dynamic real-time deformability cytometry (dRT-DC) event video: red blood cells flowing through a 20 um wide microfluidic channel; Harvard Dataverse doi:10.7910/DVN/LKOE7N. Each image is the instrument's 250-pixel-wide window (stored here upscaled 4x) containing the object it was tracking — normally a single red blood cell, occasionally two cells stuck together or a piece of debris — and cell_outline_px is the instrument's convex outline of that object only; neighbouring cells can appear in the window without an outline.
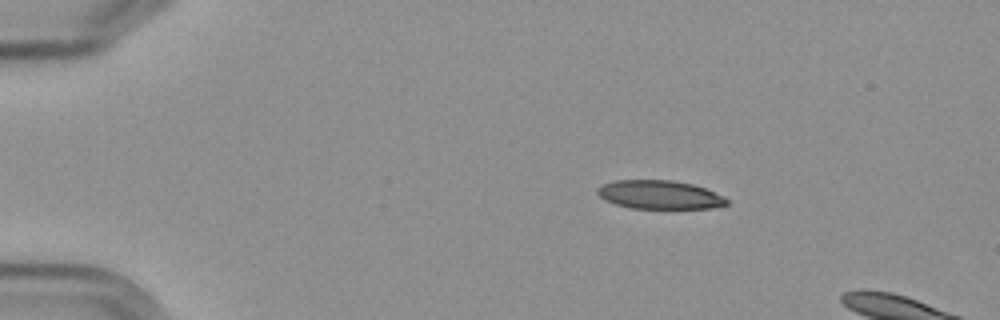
{"species": "Egyptian fruit bat (a non-hibernating species)", "species_latin": "Rousettus aegyptiacus", "temperature_condition": "cold", "stored_images_in_passage": 4, "camera_frame_rate_fps": 3000, "um_per_image_px": 0.085, "frame": {"image": 1, "passage_image": 2, "time_ms": 1.333, "image_size_px": [1000, 320], "cell_outline_px": [[728, 204], [716, 208], [632, 208], [616, 204], [604, 200], [596, 192], [596, 188], [604, 184], [616, 180], [672, 180], [692, 184], [704, 188], [724, 196], [728, 200]], "centroid_in_image_um": [56.07, 16.55], "position_along_channel_um": 28.9, "area_um2": 21.5}}